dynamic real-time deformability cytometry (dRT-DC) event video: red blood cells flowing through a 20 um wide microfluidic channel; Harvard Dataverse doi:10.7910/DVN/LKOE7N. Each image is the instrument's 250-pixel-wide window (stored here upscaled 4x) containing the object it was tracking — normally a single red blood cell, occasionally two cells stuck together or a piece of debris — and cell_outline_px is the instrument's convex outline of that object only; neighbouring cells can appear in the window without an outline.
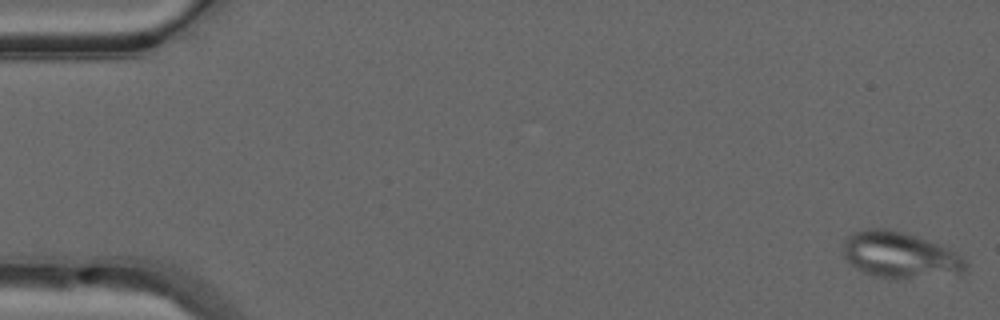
{"species": "common noctule bat (a hibernating species)", "species_latin": "Nyctalus noctula", "temperature_condition": "warm", "stored_images_in_passage": 50, "camera_frame_rate_fps": 3000, "um_per_image_px": 0.085, "animal": {"sex": "male", "forearm_length_mm": 52.5}, "frame": {"image": 1, "passage_image": 1, "time_ms": 0.0, "image_size_px": [1000, 320], "cell_outline_px": [[968, 272], [964, 276], [900, 280], [896, 280], [868, 276], [860, 272], [840, 252], [844, 240], [848, 236], [856, 232], [868, 228], [888, 228], [904, 232], [940, 244], [960, 252], [968, 264]], "centroid_in_image_um": [76.61, 21.75], "position_along_channel_um": 8.4, "area_um2": 34.85}}
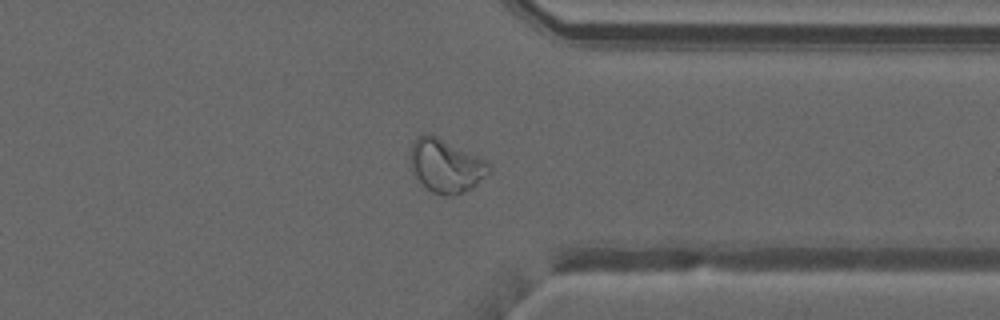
{"frame": {"image": 2, "passage_image": 39, "time_ms": 12.667, "image_size_px": [1000, 320], "cell_outline_px": [[492, 168], [472, 188], [456, 196], [444, 196], [432, 192], [412, 172], [412, 144], [416, 136], [424, 132], [432, 132], [492, 164]], "centroid_in_image_um": [37.91, 14.06], "position_along_channel_um": 373.5, "area_um2": 24.45}}
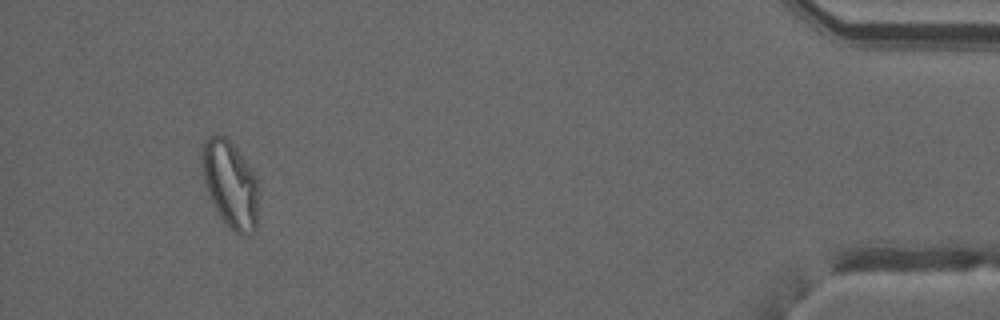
{"frame": {"image": 3, "passage_image": 47, "time_ms": 15.333, "image_size_px": [1000, 320], "cell_outline_px": [[260, 188], [256, 228], [252, 232], [244, 236], [240, 236], [220, 216], [204, 184], [200, 164], [200, 152], [204, 140], [208, 136], [216, 132], [220, 132], [236, 148], [256, 176]], "centroid_in_image_um": [19.57, 15.6], "position_along_channel_um": 415.6, "area_um2": 29.19}, "authors_computed_cell_mechanics": {"area_um2": 27.2527, "velocity_mm_per_s": 4.0632, "shape_relaxation_time_tau1_ms": null, "shape_relaxation_time_tau2_ms": 1.086, "deformation_change_tau1": null, "deformation_change_tau2": 0.0753}}